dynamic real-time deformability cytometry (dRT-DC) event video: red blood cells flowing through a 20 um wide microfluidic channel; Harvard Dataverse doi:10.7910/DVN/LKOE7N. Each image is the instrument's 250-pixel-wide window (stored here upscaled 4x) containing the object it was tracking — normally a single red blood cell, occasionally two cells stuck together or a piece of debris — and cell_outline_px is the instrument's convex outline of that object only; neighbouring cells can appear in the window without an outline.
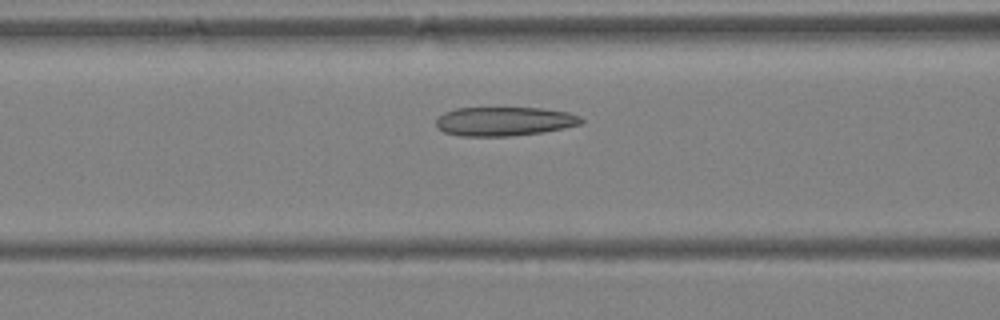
{"species": "Egyptian fruit bat (a non-hibernating species)", "species_latin": "Rousettus aegyptiacus", "temperature_condition": "warm", "stored_images_in_passage": 36, "camera_frame_rate_fps": 3000, "um_per_image_px": 0.085, "animal": {"sex": "female"}, "frame": {"image": 1, "passage_image": 12, "time_ms": 3.667, "image_size_px": [1000, 320], "cell_outline_px": [[584, 124], [544, 132], [512, 136], [460, 136], [444, 132], [436, 128], [436, 120], [444, 112], [456, 108], [544, 108], [568, 112], [580, 116], [584, 120]], "centroid_in_image_um": [42.89, 10.32], "position_along_channel_um": 123.7, "area_um2": 24.8}}
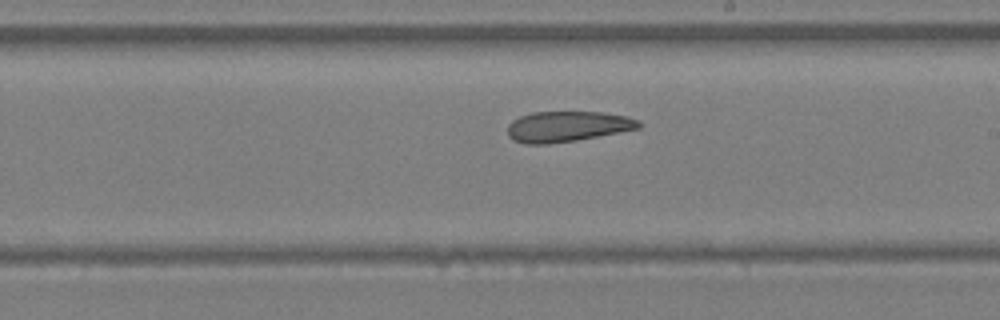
{"frame": {"image": 2, "passage_image": 19, "time_ms": 6.0, "image_size_px": [1000, 320], "cell_outline_px": [[640, 128], [576, 140], [548, 144], [524, 144], [512, 140], [508, 136], [508, 124], [512, 120], [520, 116], [532, 112], [604, 112], [628, 116], [636, 120], [640, 124]], "centroid_in_image_um": [48.17, 10.75], "position_along_channel_um": 240.8, "area_um2": 23.35}}
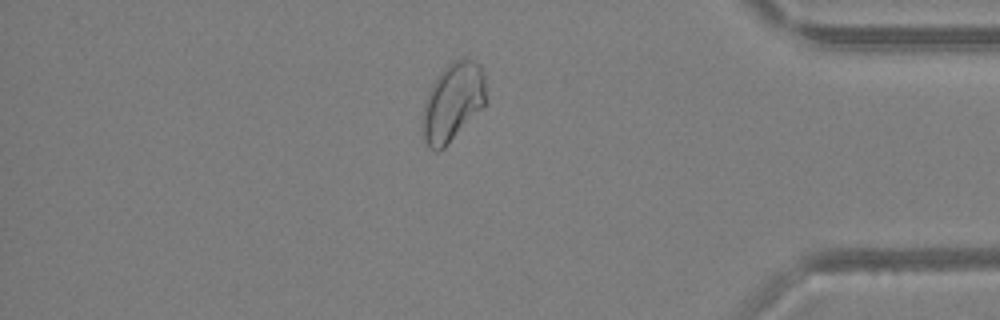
{"frame": {"image": 3, "passage_image": 30, "time_ms": 9.667, "image_size_px": [1000, 320], "cell_outline_px": [[484, 104], [448, 144], [444, 148], [436, 152], [428, 148], [424, 140], [420, 128], [420, 124], [424, 100], [432, 84], [440, 72], [452, 60], [460, 56], [464, 56], [480, 64], [484, 72]], "centroid_in_image_um": [38.42, 8.66], "position_along_channel_um": 396.8, "area_um2": 29.19}}